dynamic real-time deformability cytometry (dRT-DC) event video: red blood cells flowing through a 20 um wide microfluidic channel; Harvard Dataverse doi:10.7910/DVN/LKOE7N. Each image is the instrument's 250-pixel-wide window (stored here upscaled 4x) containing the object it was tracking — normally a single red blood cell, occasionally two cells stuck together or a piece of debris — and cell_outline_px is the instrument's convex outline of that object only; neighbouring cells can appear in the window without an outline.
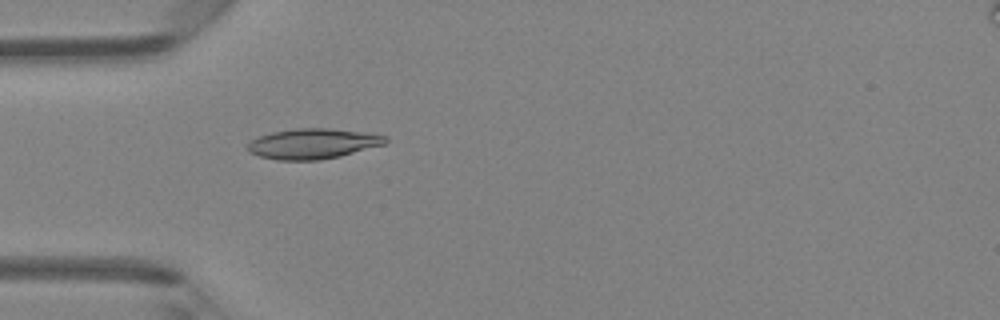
{"species": "Egyptian fruit bat (a non-hibernating species)", "species_latin": "Rousettus aegyptiacus", "temperature_condition": "room temperature", "stored_images_in_passage": 35, "camera_frame_rate_fps": 3000, "um_per_image_px": 0.085, "animal": {"sex": "female"}, "frame": {"image": 1, "passage_image": 12, "time_ms": 3.667, "image_size_px": [1000, 320], "cell_outline_px": [[388, 140], [384, 144], [340, 156], [320, 160], [276, 160], [260, 156], [248, 152], [248, 144], [252, 140], [260, 136], [272, 132], [296, 128], [328, 128], [360, 132], [388, 136]], "centroid_in_image_um": [26.58, 12.22], "position_along_channel_um": 58.4, "area_um2": 24.1}}
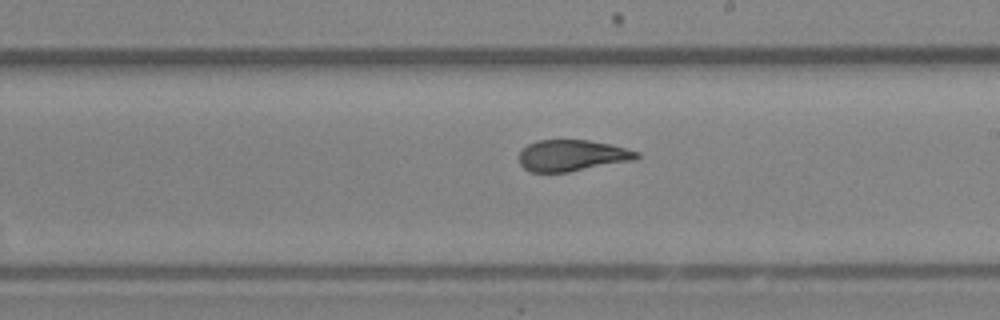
{"frame": {"image": 2, "passage_image": 25, "time_ms": 8.0, "image_size_px": [1000, 320], "cell_outline_px": [[640, 156], [636, 160], [568, 172], [532, 172], [524, 168], [520, 164], [520, 152], [528, 144], [536, 140], [588, 140], [608, 144], [640, 152]], "centroid_in_image_um": [48.64, 13.22], "position_along_channel_um": 240.4, "area_um2": 21.39}}
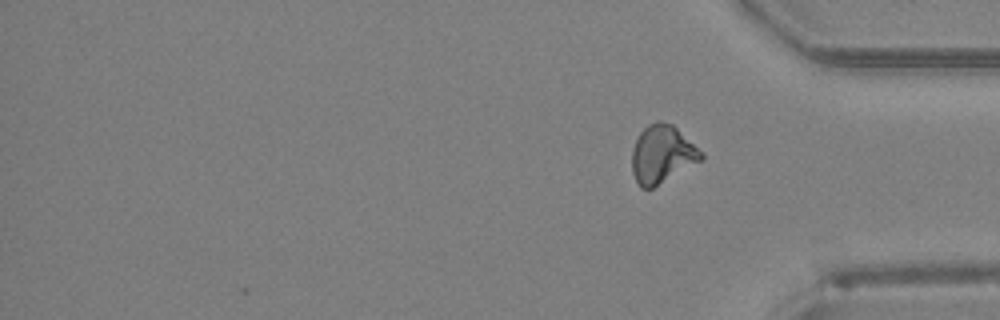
{"frame": {"image": 3, "passage_image": 35, "time_ms": 11.333, "image_size_px": [1000, 320], "cell_outline_px": [[704, 156], [700, 160], [652, 188], [640, 188], [632, 172], [632, 148], [640, 132], [648, 124], [656, 120], [660, 120], [672, 124], [704, 152]], "centroid_in_image_um": [56.26, 13.08], "position_along_channel_um": 378.9, "area_um2": 23.12}, "authors_computed_cell_mechanics": {"area_um2": 22.4264, "velocity_mm_per_s": 4.302, "shape_relaxation_time_tau1_ms": 11.1017, "shape_relaxation_time_tau2_ms": 1.0769, "deformation_change_tau1": 0.2633, "deformation_change_tau2": 0.0596}}